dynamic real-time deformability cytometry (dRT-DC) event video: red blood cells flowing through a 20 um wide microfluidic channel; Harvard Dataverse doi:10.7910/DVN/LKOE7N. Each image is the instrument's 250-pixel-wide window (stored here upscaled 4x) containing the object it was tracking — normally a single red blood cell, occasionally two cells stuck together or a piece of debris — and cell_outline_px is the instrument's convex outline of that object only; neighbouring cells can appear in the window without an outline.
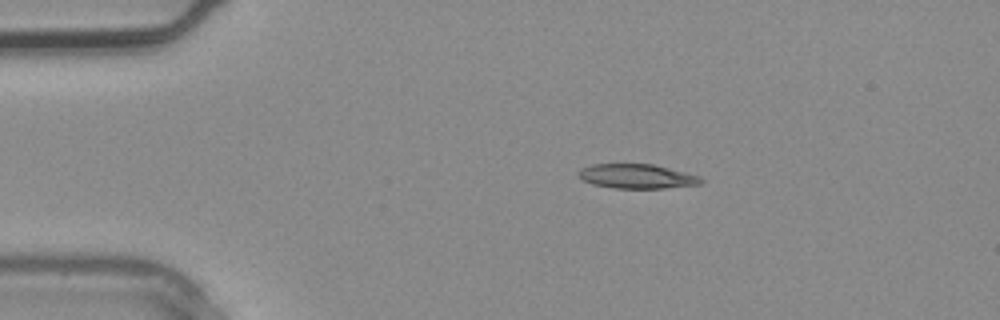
{"species": "common noctule bat (a hibernating species)", "species_latin": "Nyctalus noctula", "temperature_condition": "warm", "stored_images_in_passage": 2, "camera_frame_rate_fps": 3000, "um_per_image_px": 0.085, "animal": {"sex": "male", "body_mass_g": 20.4}, "frame": {"image": 1, "passage_image": 2, "time_ms": 0.333, "image_size_px": [1000, 320], "cell_outline_px": [[704, 180], [700, 184], [664, 188], [612, 188], [592, 184], [576, 176], [576, 172], [580, 168], [592, 164], [652, 164], [700, 176]], "centroid_in_image_um": [54.07, 14.98], "position_along_channel_um": 30.9, "area_um2": 17.46}}